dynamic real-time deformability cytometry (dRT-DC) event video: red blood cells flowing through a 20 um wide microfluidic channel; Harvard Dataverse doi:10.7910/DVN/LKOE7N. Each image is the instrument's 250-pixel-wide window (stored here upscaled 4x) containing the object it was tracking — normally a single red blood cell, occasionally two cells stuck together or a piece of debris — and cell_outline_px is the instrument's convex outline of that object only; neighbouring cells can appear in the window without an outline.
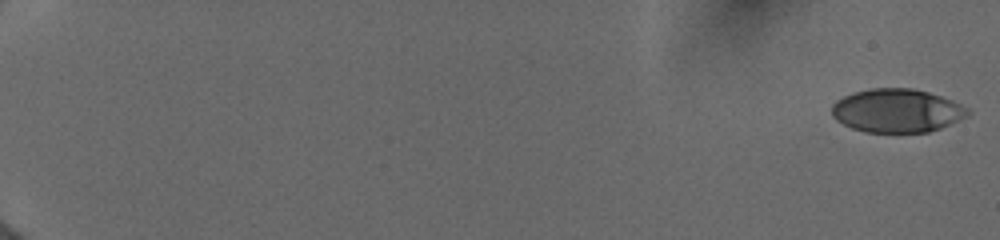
{"species": "human", "species_latin": "Homo sapiens", "temperature_condition": "cold", "stored_images_in_passage": 26, "camera_frame_rate_fps": 3000, "um_per_image_px": 0.085, "donor": {"sex": "female"}, "frame": {"image": 1, "passage_image": 1, "time_ms": 0.0, "image_size_px": [1000, 240], "cell_outline_px": [[972, 112], [968, 116], [940, 128], [928, 132], [864, 132], [852, 128], [836, 120], [832, 116], [832, 104], [836, 100], [852, 92], [872, 88], [912, 88], [928, 92], [952, 100], [968, 108]], "centroid_in_image_um": [76.23, 9.4], "position_along_channel_um": 8.8, "area_um2": 34.56}}
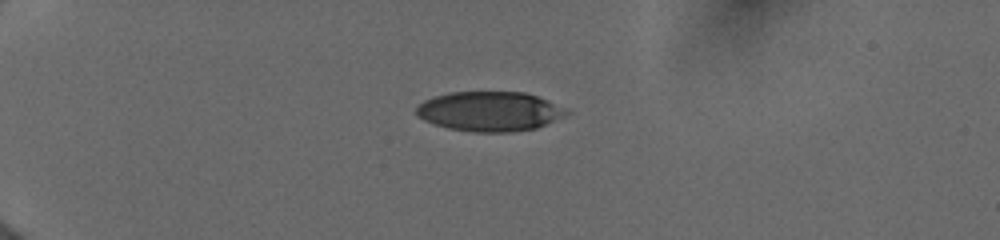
{"frame": {"image": 2, "passage_image": 20, "time_ms": 5.0, "image_size_px": [1000, 240], "cell_outline_px": [[568, 112], [536, 128], [512, 132], [476, 132], [448, 128], [424, 120], [416, 116], [416, 108], [424, 100], [436, 96], [452, 92], [524, 92], [536, 96]], "centroid_in_image_um": [41.51, 9.47], "position_along_channel_um": 43.5, "area_um2": 33.81}}
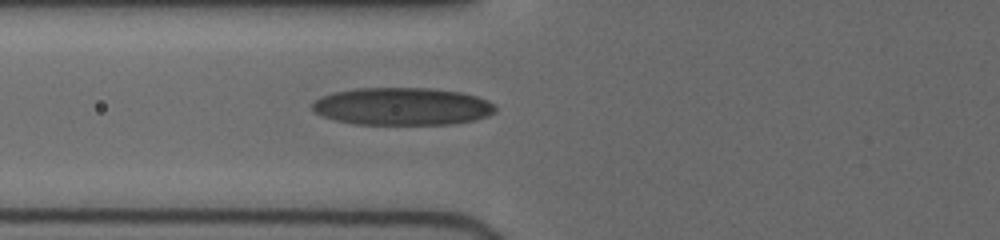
{"frame": {"image": 3, "passage_image": 26, "time_ms": 7.667, "image_size_px": [1000, 240], "cell_outline_px": [[496, 112], [488, 116], [476, 120], [452, 124], [356, 124], [336, 120], [324, 116], [316, 112], [312, 108], [312, 104], [320, 96], [336, 92], [356, 88], [432, 88], [460, 92], [476, 96], [488, 100], [496, 108]], "centroid_in_image_um": [34.23, 9.04], "position_along_channel_um": 91.6, "area_um2": 40.06}}